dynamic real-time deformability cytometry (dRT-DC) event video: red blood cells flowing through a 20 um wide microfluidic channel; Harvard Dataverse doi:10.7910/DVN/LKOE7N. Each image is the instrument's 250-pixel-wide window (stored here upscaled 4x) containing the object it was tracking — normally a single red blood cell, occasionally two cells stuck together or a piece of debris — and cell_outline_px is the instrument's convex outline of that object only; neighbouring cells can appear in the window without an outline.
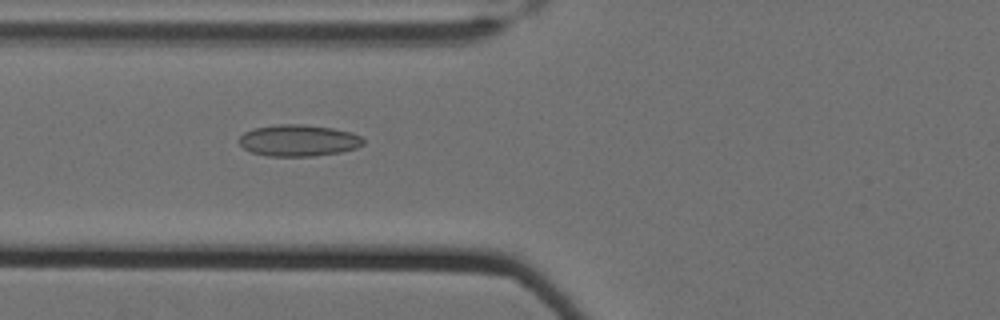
{"species": "Egyptian fruit bat (a non-hibernating species)", "species_latin": "Rousettus aegyptiacus", "temperature_condition": "cold", "stored_images_in_passage": 43, "camera_frame_rate_fps": 3000, "um_per_image_px": 0.085, "animal": {"sex": "female"}, "frame": {"image": 1, "passage_image": 9, "time_ms": 2.667, "image_size_px": [1000, 320], "cell_outline_px": [[364, 144], [356, 148], [340, 152], [312, 156], [268, 156], [252, 152], [244, 148], [236, 140], [244, 132], [252, 128], [276, 124], [300, 124], [332, 128], [352, 132], [360, 136], [364, 140]], "centroid_in_image_um": [25.34, 11.93], "position_along_channel_um": 100.5, "area_um2": 22.95}}
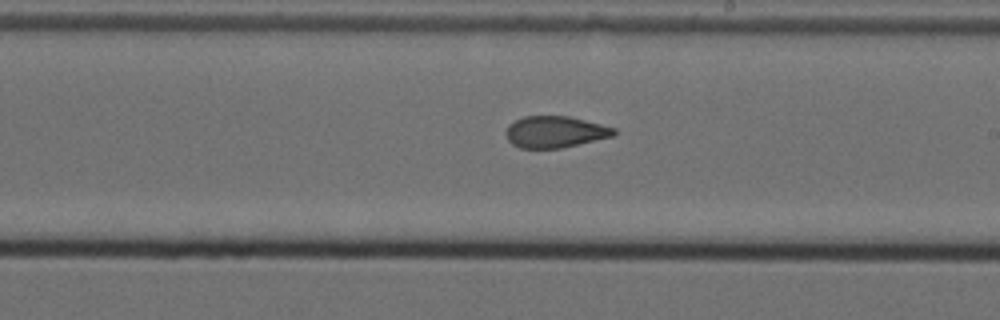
{"frame": {"image": 2, "passage_image": 21, "time_ms": 6.667, "image_size_px": [1000, 320], "cell_outline_px": [[616, 136], [560, 148], [520, 148], [512, 144], [508, 140], [504, 132], [508, 124], [524, 116], [568, 116], [616, 128]], "centroid_in_image_um": [47.17, 11.21], "position_along_channel_um": 241.8, "area_um2": 19.94}}
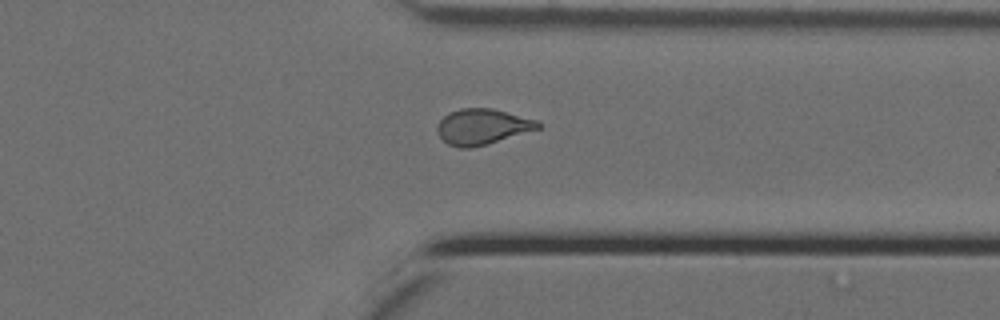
{"frame": {"image": 3, "passage_image": 32, "time_ms": 10.333, "image_size_px": [1000, 320], "cell_outline_px": [[544, 124], [540, 128], [488, 144], [472, 148], [460, 148], [448, 144], [440, 136], [436, 128], [440, 120], [444, 116], [460, 108], [492, 108], [536, 120]], "centroid_in_image_um": [41.01, 10.77], "position_along_channel_um": 370.4, "area_um2": 20.81}, "authors_computed_cell_mechanics": {"area_um2": 20.9236, "velocity_mm_per_s": 3.5034, "shape_relaxation_time_tau1_ms": null, "shape_relaxation_time_tau2_ms": 1.911, "deformation_change_tau1": null, "deformation_change_tau2": 0.0868}}